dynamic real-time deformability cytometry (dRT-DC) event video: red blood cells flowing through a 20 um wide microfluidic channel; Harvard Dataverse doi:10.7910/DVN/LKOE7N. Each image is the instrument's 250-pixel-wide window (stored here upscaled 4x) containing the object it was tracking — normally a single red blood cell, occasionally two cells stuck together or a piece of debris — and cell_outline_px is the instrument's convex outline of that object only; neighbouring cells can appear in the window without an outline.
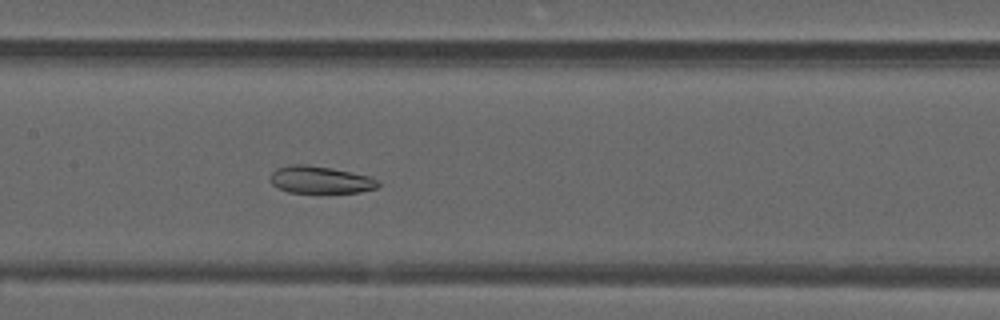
{"species": "common noctule bat (a hibernating species)", "species_latin": "Nyctalus noctula", "temperature_condition": "warm", "stored_images_in_passage": 50, "camera_frame_rate_fps": 3000, "um_per_image_px": 0.085, "animal": {"sex": "male", "forearm_length_mm": 52.5}, "frame": {"image": 1, "passage_image": 24, "time_ms": 7.667, "image_size_px": [1000, 320], "cell_outline_px": [[380, 184], [376, 188], [360, 192], [288, 192], [276, 188], [272, 184], [268, 176], [276, 168], [292, 164], [304, 164], [328, 168], [368, 176], [380, 180]], "centroid_in_image_um": [27.17, 15.28], "position_along_channel_um": 180.2, "area_um2": 16.99}}
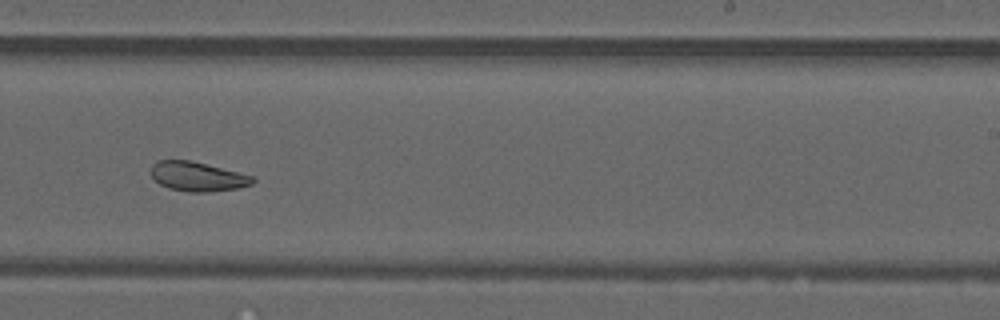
{"frame": {"image": 2, "passage_image": 31, "time_ms": 10.0, "image_size_px": [1000, 320], "cell_outline_px": [[256, 180], [252, 184], [236, 188], [208, 192], [188, 192], [168, 188], [160, 184], [152, 176], [152, 164], [156, 160], [192, 160], [252, 176]], "centroid_in_image_um": [16.77, 15.0], "position_along_channel_um": 272.2, "area_um2": 17.28}}
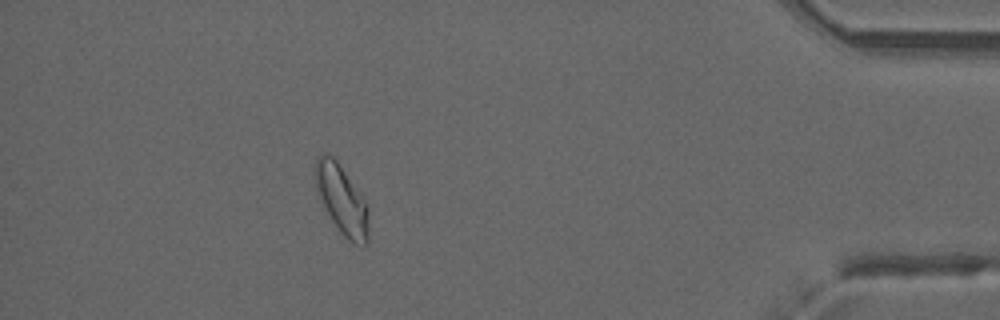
{"frame": {"image": 3, "passage_image": 45, "time_ms": 14.667, "image_size_px": [1000, 320], "cell_outline_px": [[368, 244], [352, 244], [340, 232], [332, 220], [316, 192], [316, 160], [324, 152], [328, 152], [336, 160], [364, 200], [368, 208]], "centroid_in_image_um": [29.05, 17.0], "position_along_channel_um": 406.1, "area_um2": 20.98}, "authors_computed_cell_mechanics": {"area_um2": 20.8658, "velocity_mm_per_s": 3.9656, "shape_relaxation_time_tau1_ms": null, "shape_relaxation_time_tau2_ms": 2.6975, "deformation_change_tau1": null, "deformation_change_tau2": 0.077}}